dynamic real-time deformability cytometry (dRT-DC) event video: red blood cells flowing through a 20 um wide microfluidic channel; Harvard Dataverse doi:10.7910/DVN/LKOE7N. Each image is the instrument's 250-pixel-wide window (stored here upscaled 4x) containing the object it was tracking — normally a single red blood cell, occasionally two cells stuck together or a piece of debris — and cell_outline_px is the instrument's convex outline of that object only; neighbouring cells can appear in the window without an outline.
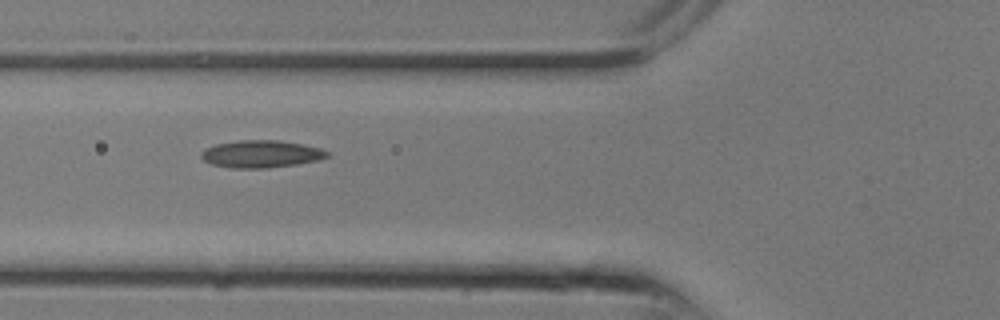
{"species": "common noctule bat (a hibernating species)", "species_latin": "Nyctalus noctula", "temperature_condition": "room temperature", "stored_images_in_passage": 6, "camera_frame_rate_fps": 3000, "um_per_image_px": 0.085, "animal": {"sex": "male", "body_mass_g": 13.3}, "frame": {"image": 1, "passage_image": 2, "time_ms": 0.333, "image_size_px": [1000, 320], "cell_outline_px": [[332, 152], [328, 156], [320, 160], [296, 164], [264, 168], [232, 168], [212, 164], [204, 160], [200, 156], [200, 152], [216, 144], [240, 140], [280, 140], [304, 144], [320, 148]], "centroid_in_image_um": [22.24, 13.08], "position_along_channel_um": 103.6, "area_um2": 20.11}}
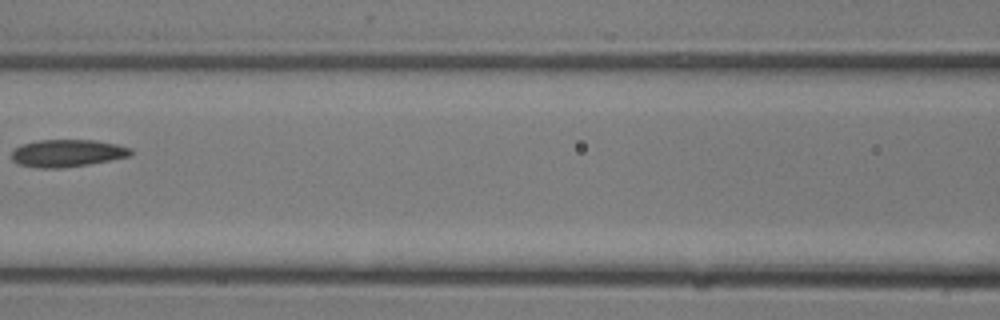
{"frame": {"image": 2, "passage_image": 4, "time_ms": 1.0, "image_size_px": [1000, 320], "cell_outline_px": [[132, 156], [88, 164], [60, 168], [36, 168], [20, 164], [12, 160], [12, 152], [16, 148], [24, 144], [40, 140], [96, 140], [116, 144], [132, 148]], "centroid_in_image_um": [5.76, 13.02], "position_along_channel_um": 160.8, "area_um2": 18.9}}
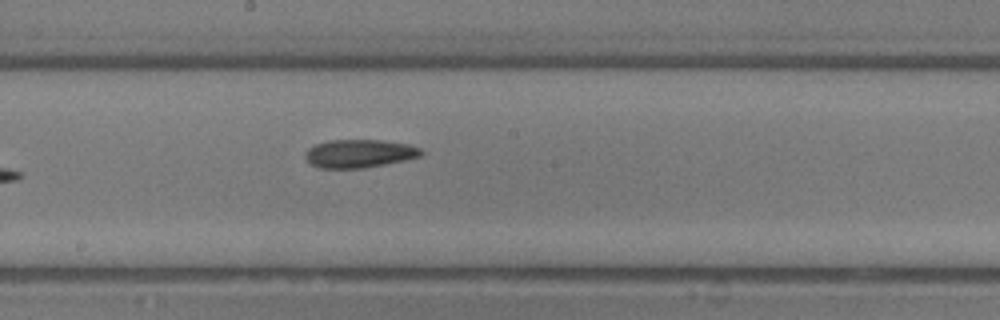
{"frame": {"image": 3, "passage_image": 6, "time_ms": 1.667, "image_size_px": [1000, 320], "cell_outline_px": [[424, 152], [420, 156], [404, 160], [364, 168], [320, 168], [312, 164], [304, 156], [304, 152], [308, 148], [316, 144], [328, 140], [380, 140], [408, 144], [420, 148]], "centroid_in_image_um": [30.52, 13.04], "position_along_channel_um": 217.7, "area_um2": 18.96}}